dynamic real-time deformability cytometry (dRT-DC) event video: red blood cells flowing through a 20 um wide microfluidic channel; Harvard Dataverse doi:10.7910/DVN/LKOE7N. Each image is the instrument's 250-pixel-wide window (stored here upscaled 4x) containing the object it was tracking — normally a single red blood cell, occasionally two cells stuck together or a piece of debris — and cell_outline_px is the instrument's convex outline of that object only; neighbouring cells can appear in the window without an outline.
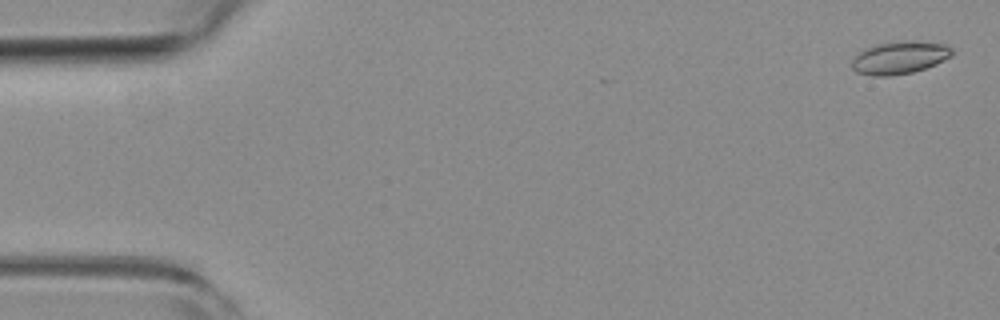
{"species": "common noctule bat (a hibernating species)", "species_latin": "Nyctalus noctula", "temperature_condition": "room temperature", "stored_images_in_passage": 8, "camera_frame_rate_fps": 3000, "um_per_image_px": 0.085, "animal": {"sex": "female", "body_mass_g": 19.3, "forearm_length_mm": 54.1}, "frame": {"image": 1, "passage_image": 2, "time_ms": 0.333, "image_size_px": [1000, 320], "cell_outline_px": [[952, 56], [936, 64], [912, 72], [888, 76], [872, 76], [856, 72], [852, 68], [852, 60], [860, 52], [868, 48], [880, 44], [944, 44], [952, 48]], "centroid_in_image_um": [76.43, 4.98], "position_along_channel_um": 8.6, "area_um2": 17.8}}